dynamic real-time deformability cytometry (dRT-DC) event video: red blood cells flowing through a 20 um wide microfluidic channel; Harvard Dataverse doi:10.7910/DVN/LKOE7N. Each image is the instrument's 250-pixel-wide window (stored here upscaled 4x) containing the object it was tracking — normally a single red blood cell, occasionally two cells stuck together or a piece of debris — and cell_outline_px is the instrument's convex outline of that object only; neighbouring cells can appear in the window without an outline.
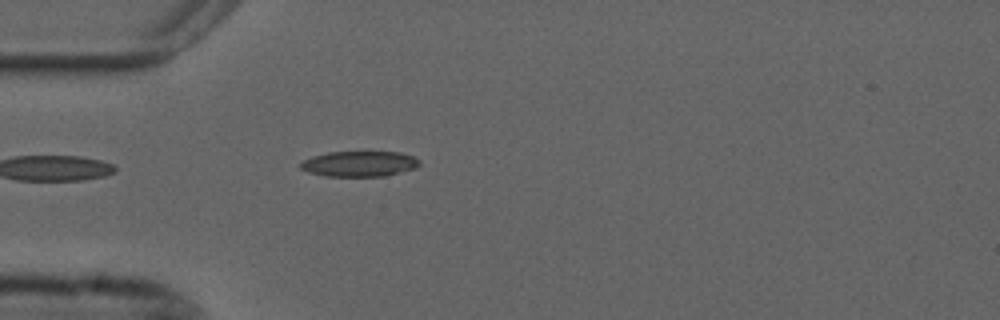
{"species": "common noctule bat (a hibernating species)", "species_latin": "Nyctalus noctula", "temperature_condition": "cold", "stored_images_in_passage": 40, "camera_frame_rate_fps": 3000, "um_per_image_px": 0.085, "animal": {"sex": "male", "forearm_length_mm": 52.5}, "frame": {"image": 1, "passage_image": 1, "time_ms": 0.0, "image_size_px": [1000, 320], "cell_outline_px": [[420, 164], [416, 168], [384, 176], [324, 176], [308, 172], [300, 168], [300, 164], [304, 160], [312, 156], [328, 152], [400, 152], [412, 156], [420, 160]], "centroid_in_image_um": [30.55, 13.92], "position_along_channel_um": 54.5, "area_um2": 17.63}}
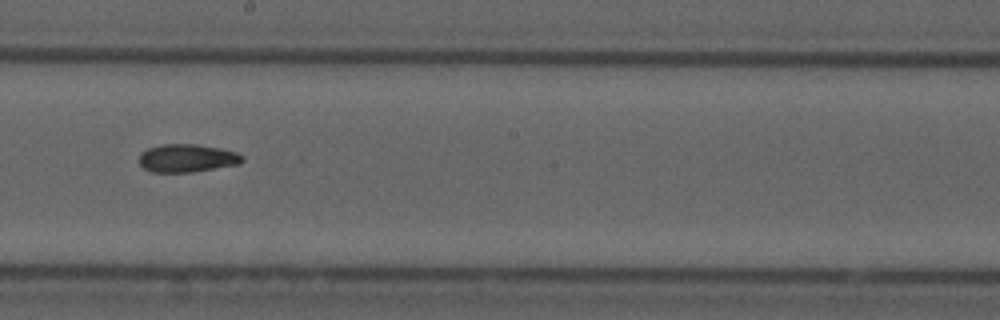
{"frame": {"image": 2, "passage_image": 16, "time_ms": 5.0, "image_size_px": [1000, 320], "cell_outline_px": [[244, 160], [240, 164], [192, 172], [152, 172], [144, 168], [140, 164], [140, 156], [148, 148], [164, 144], [196, 144], [220, 148], [236, 152], [244, 156]], "centroid_in_image_um": [15.95, 13.44], "position_along_channel_um": 232.3, "area_um2": 16.76}}
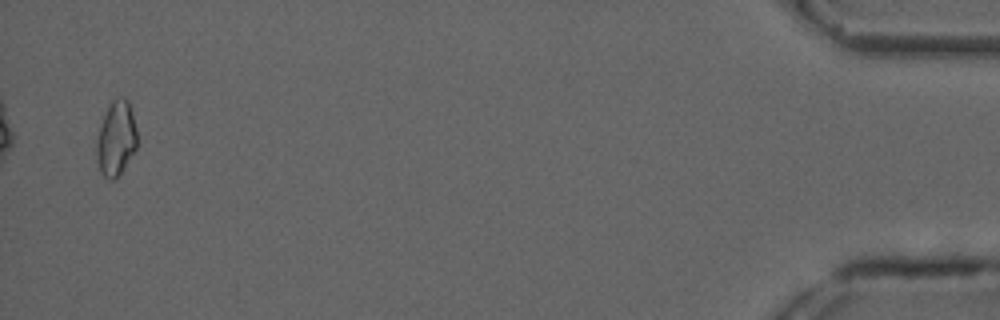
{"frame": {"image": 3, "passage_image": 39, "time_ms": 12.667, "image_size_px": [1000, 320], "cell_outline_px": [[136, 148], [116, 180], [108, 180], [100, 172], [96, 152], [96, 140], [104, 116], [112, 100], [120, 96], [124, 96], [128, 100], [132, 112], [136, 128]], "centroid_in_image_um": [9.87, 11.78], "position_along_channel_um": 425.3, "area_um2": 17.51}}